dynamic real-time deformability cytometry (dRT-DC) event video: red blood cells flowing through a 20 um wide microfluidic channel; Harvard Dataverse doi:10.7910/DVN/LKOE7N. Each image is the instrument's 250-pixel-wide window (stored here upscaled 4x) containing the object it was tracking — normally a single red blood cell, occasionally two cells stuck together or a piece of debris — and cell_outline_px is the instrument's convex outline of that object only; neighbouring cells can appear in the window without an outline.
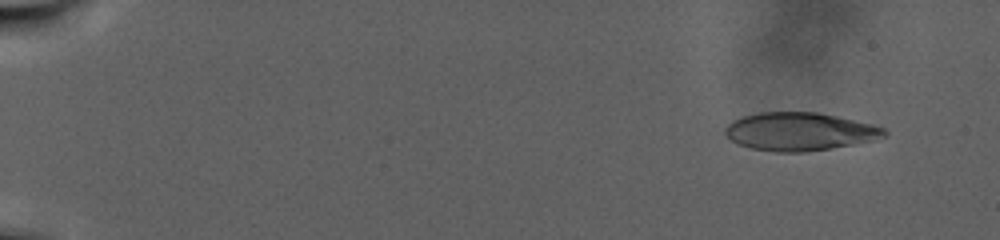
{"species": "human", "species_latin": "Homo sapiens", "temperature_condition": "warm", "stored_images_in_passage": 97, "camera_frame_rate_fps": 3000, "um_per_image_px": 0.085, "donor": {"sex": "male"}, "frame": {"image": 1, "passage_image": 9, "time_ms": 2.667, "image_size_px": [1000, 240], "cell_outline_px": [[888, 136], [876, 140], [832, 148], [804, 152], [776, 152], [752, 148], [740, 144], [732, 140], [724, 132], [724, 128], [732, 120], [740, 116], [760, 112], [820, 112], [872, 124], [884, 128], [888, 132]], "centroid_in_image_um": [68.0, 11.17], "position_along_channel_um": 17.0, "area_um2": 35.55}}
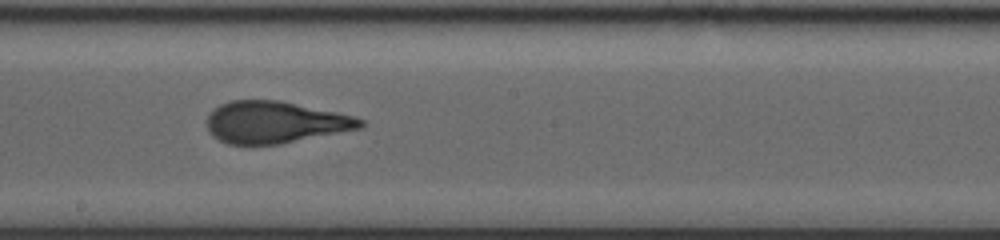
{"frame": {"image": 2, "passage_image": 59, "time_ms": 19.333, "image_size_px": [1000, 240], "cell_outline_px": [[364, 124], [360, 128], [280, 144], [228, 144], [212, 136], [208, 132], [208, 116], [220, 104], [232, 100], [280, 100], [356, 116], [364, 120]], "centroid_in_image_um": [23.39, 10.39], "position_along_channel_um": 224.8, "area_um2": 37.22}}
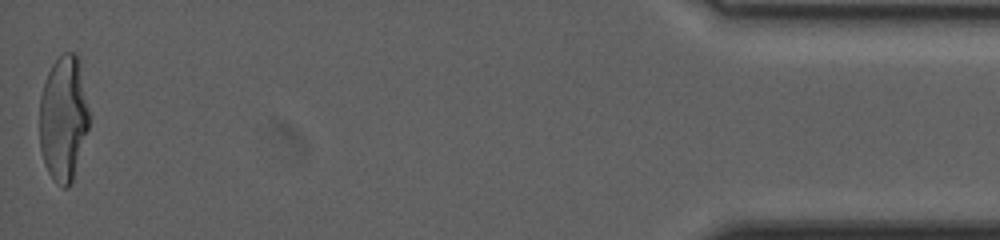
{"frame": {"image": 3, "passage_image": 97, "time_ms": 32.0, "image_size_px": [1000, 240], "cell_outline_px": [[88, 128], [72, 180], [68, 188], [64, 188], [56, 184], [52, 180], [44, 164], [40, 148], [40, 96], [48, 72], [52, 64], [64, 52], [76, 52], [80, 56], [88, 108]], "centroid_in_image_um": [5.39, 10.03], "position_along_channel_um": 429.8, "area_um2": 36.36}, "authors_computed_cell_mechanics": {"area_um2": 37.0498, "velocity_mm_per_s": 2.2299, "shape_relaxation_time_tau1_ms": null, "shape_relaxation_time_tau2_ms": 1.5542, "deformation_change_tau1": null, "deformation_change_tau2": 0.0918}}